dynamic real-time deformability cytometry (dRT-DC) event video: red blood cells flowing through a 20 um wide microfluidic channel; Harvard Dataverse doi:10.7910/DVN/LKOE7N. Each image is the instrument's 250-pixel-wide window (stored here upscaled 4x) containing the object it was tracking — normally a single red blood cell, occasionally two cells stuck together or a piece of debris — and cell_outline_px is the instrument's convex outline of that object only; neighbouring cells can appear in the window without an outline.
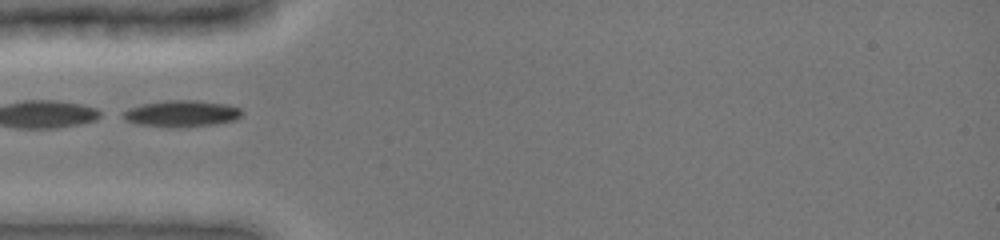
{"species": "common noctule bat (a hibernating species)", "species_latin": "Nyctalus noctula", "temperature_condition": "cold", "stored_images_in_passage": 33, "camera_frame_rate_fps": 3000, "um_per_image_px": 0.085, "animal": {"sex": "female", "body_mass_g": 19.0, "forearm_length_mm": 51.5}, "frame": {"image": 1, "passage_image": 1, "time_ms": 0.0, "image_size_px": [1000, 240], "cell_outline_px": [[244, 112], [236, 120], [216, 124], [172, 128], [136, 124], [124, 120], [116, 116], [120, 112], [128, 108], [144, 104], [168, 100], [196, 100], [224, 104], [240, 108]], "centroid_in_image_um": [15.35, 9.67], "position_along_channel_um": 69.6, "area_um2": 18.67}}
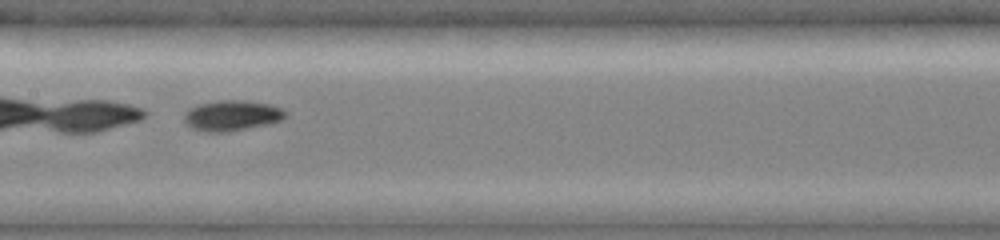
{"frame": {"image": 2, "passage_image": 10, "time_ms": 3.0, "image_size_px": [1000, 240], "cell_outline_px": [[288, 112], [280, 120], [268, 124], [228, 132], [204, 132], [192, 128], [184, 120], [184, 112], [188, 108], [200, 104], [220, 100], [244, 100], [268, 104], [280, 108]], "centroid_in_image_um": [19.67, 9.82], "position_along_channel_um": 187.7, "area_um2": 17.92}, "authors_computed_cell_mechanics": {"area_um2": 17.5712, "velocity_mm_per_s": 3.9338, "shape_relaxation_time_tau1_ms": 4.6052, "shape_relaxation_time_tau2_ms": 3.8068, "deformation_change_tau1": 0.1352, "deformation_change_tau2": 0.0614}}